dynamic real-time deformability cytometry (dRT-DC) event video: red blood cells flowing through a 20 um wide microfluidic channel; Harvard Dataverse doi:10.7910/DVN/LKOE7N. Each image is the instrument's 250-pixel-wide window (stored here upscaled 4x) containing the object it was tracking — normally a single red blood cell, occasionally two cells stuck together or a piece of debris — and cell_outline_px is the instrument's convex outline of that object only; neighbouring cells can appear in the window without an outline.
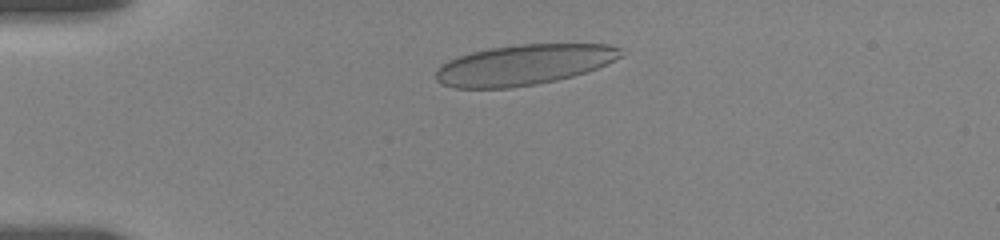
{"species": "human", "species_latin": "Homo sapiens", "temperature_condition": "room temperature", "stored_images_in_passage": 50, "camera_frame_rate_fps": 3000, "um_per_image_px": 0.085, "donor": {"sex": "female"}, "frame": {"image": 1, "passage_image": 8, "time_ms": 2.333, "image_size_px": [1000, 240], "cell_outline_px": [[628, 52], [624, 56], [596, 68], [572, 76], [556, 80], [536, 84], [508, 88], [456, 88], [440, 84], [436, 80], [436, 68], [440, 64], [448, 60], [472, 52], [492, 48], [520, 44], [608, 44], [624, 48]], "centroid_in_image_um": [44.55, 5.5], "position_along_channel_um": 40.4, "area_um2": 43.75}}
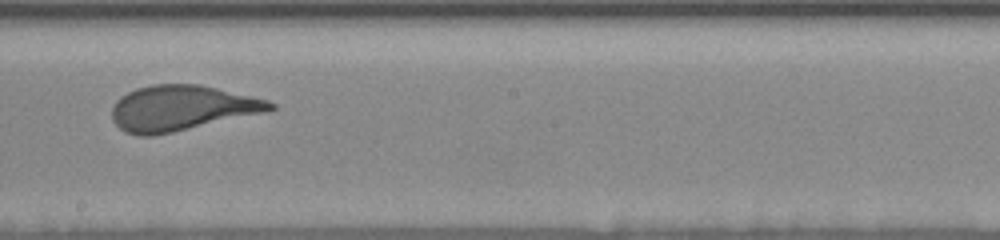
{"frame": {"image": 2, "passage_image": 27, "time_ms": 8.667, "image_size_px": [1000, 240], "cell_outline_px": [[276, 108], [264, 112], [172, 132], [152, 136], [140, 136], [124, 132], [112, 120], [112, 108], [116, 100], [120, 96], [136, 88], [152, 84], [200, 84], [252, 96], [268, 100], [276, 104]], "centroid_in_image_um": [15.4, 9.18], "position_along_channel_um": 232.8, "area_um2": 41.62}}
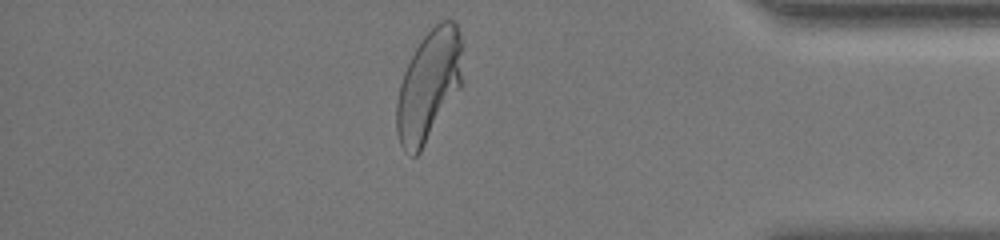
{"frame": {"image": 3, "passage_image": 43, "time_ms": 14.0, "image_size_px": [1000, 240], "cell_outline_px": [[460, 88], [420, 152], [416, 156], [412, 156], [404, 152], [400, 144], [396, 132], [396, 104], [400, 84], [404, 72], [420, 40], [440, 20], [452, 20], [456, 24], [460, 36]], "centroid_in_image_um": [36.4, 7.31], "position_along_channel_um": 398.8, "area_um2": 41.79}, "authors_computed_cell_mechanics": {"area_um2": 42.8876, "velocity_mm_per_s": 3.6078, "shape_relaxation_time_tau1_ms": 3.7677, "shape_relaxation_time_tau2_ms": null, "deformation_change_tau1": 0.1784, "deformation_change_tau2": null}}